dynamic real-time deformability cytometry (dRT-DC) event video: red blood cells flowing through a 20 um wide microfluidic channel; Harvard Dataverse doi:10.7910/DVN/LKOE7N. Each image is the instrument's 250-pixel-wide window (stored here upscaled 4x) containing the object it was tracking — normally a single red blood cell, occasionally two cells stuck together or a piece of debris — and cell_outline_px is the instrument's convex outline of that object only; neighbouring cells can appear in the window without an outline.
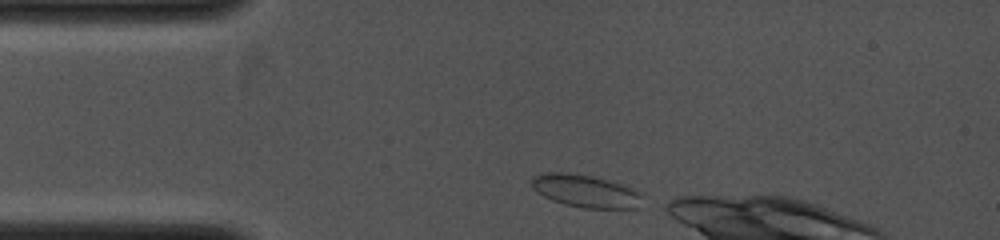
{"species": "common noctule bat (a hibernating species)", "species_latin": "Nyctalus noctula", "temperature_condition": "cold", "stored_images_in_passage": 14, "camera_frame_rate_fps": 4000, "um_per_image_px": 0.085, "animal": {"sex": "female", "body_mass_g": 19.0, "forearm_length_mm": 53.3}, "frame": {"image": 1, "passage_image": 1, "time_ms": 0.0, "image_size_px": [1000, 240], "cell_outline_px": [[644, 192], [636, 208], [584, 208], [564, 204], [552, 200], [536, 192], [532, 188], [532, 176], [540, 172], [568, 172], [592, 176], [608, 180]], "centroid_in_image_um": [49.73, 16.22], "position_along_channel_um": 35.3, "area_um2": 21.15}}
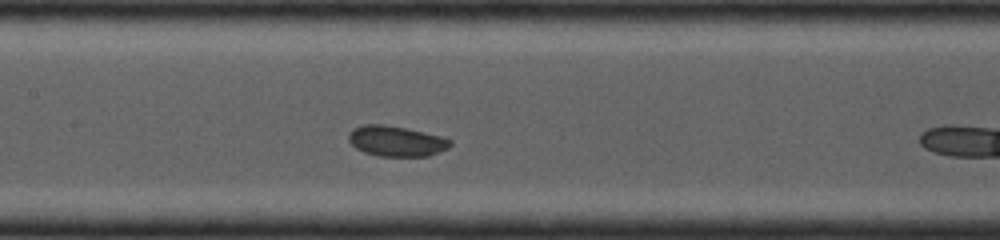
{"frame": {"image": 2, "passage_image": 10, "time_ms": 3.5, "image_size_px": [1000, 240], "cell_outline_px": [[452, 144], [448, 148], [428, 156], [380, 156], [364, 152], [356, 148], [348, 140], [348, 132], [352, 128], [364, 124], [384, 124], [424, 132], [440, 136], [452, 140]], "centroid_in_image_um": [33.65, 11.99], "position_along_channel_um": 173.7, "area_um2": 18.03}}
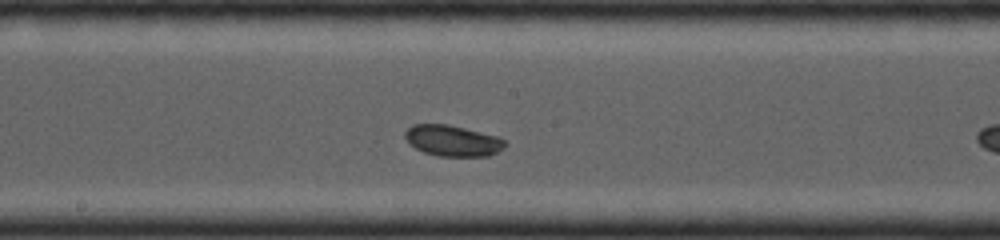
{"frame": {"image": 3, "passage_image": 12, "time_ms": 4.25, "image_size_px": [1000, 240], "cell_outline_px": [[508, 144], [504, 148], [488, 156], [436, 156], [424, 152], [408, 144], [404, 136], [404, 132], [412, 124], [448, 124], [500, 136]], "centroid_in_image_um": [38.48, 11.95], "position_along_channel_um": 209.7, "area_um2": 18.32}}